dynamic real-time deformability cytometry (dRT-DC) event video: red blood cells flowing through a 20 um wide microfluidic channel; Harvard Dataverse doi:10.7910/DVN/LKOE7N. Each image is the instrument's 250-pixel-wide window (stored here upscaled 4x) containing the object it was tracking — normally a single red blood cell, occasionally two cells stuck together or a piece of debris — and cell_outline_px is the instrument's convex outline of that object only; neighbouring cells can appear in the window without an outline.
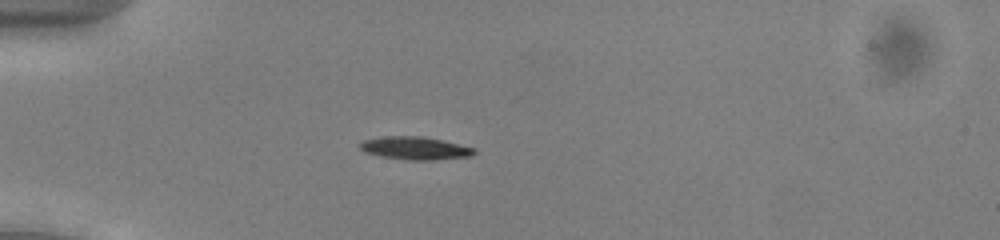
{"species": "common noctule bat (a hibernating species)", "species_latin": "Nyctalus noctula", "temperature_condition": "cold", "stored_images_in_passage": 38, "camera_frame_rate_fps": 3000, "um_per_image_px": 0.085, "animal": {"sex": "male", "body_mass_g": 13.0, "forearm_length_mm": 53.1}, "frame": {"image": 1, "passage_image": 1, "time_ms": 0.0, "image_size_px": [1000, 240], "cell_outline_px": [[476, 152], [472, 156], [432, 160], [412, 160], [380, 156], [364, 152], [360, 148], [360, 144], [364, 140], [384, 136], [420, 136], [440, 140], [476, 148]], "centroid_in_image_um": [35.29, 12.6], "position_along_channel_um": 49.7, "area_um2": 15.09}}
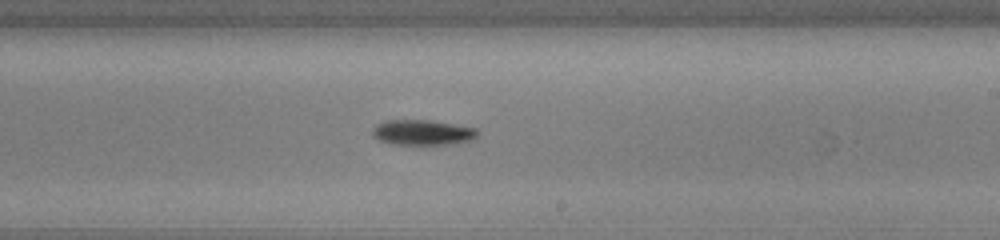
{"frame": {"image": 2, "passage_image": 18, "time_ms": 5.667, "image_size_px": [1000, 240], "cell_outline_px": [[476, 136], [468, 140], [448, 144], [392, 144], [380, 140], [372, 136], [372, 128], [376, 124], [388, 120], [428, 120], [476, 128]], "centroid_in_image_um": [35.83, 11.25], "position_along_channel_um": 253.2, "area_um2": 15.14}}
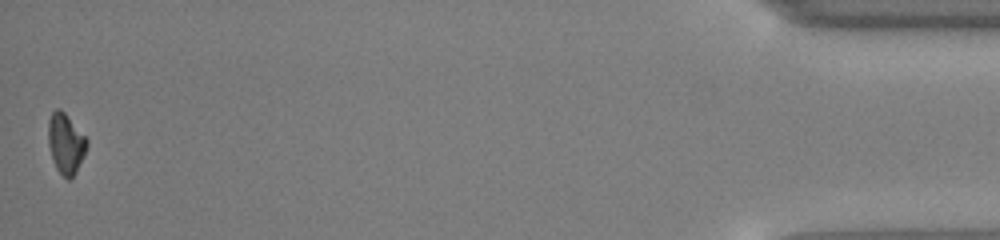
{"frame": {"image": 3, "passage_image": 38, "time_ms": 12.333, "image_size_px": [1000, 240], "cell_outline_px": [[88, 144], [76, 172], [68, 180], [56, 168], [52, 160], [48, 144], [48, 120], [52, 112], [56, 108], [60, 108], [64, 112], [88, 140]], "centroid_in_image_um": [5.56, 12.18], "position_along_channel_um": 429.6, "area_um2": 13.41}, "authors_computed_cell_mechanics": {"area_um2": 14.9991, "velocity_mm_per_s": 3.9521, "shape_relaxation_time_tau1_ms": 1.2954, "shape_relaxation_time_tau2_ms": null, "deformation_change_tau1": 0.1024, "deformation_change_tau2": null}}